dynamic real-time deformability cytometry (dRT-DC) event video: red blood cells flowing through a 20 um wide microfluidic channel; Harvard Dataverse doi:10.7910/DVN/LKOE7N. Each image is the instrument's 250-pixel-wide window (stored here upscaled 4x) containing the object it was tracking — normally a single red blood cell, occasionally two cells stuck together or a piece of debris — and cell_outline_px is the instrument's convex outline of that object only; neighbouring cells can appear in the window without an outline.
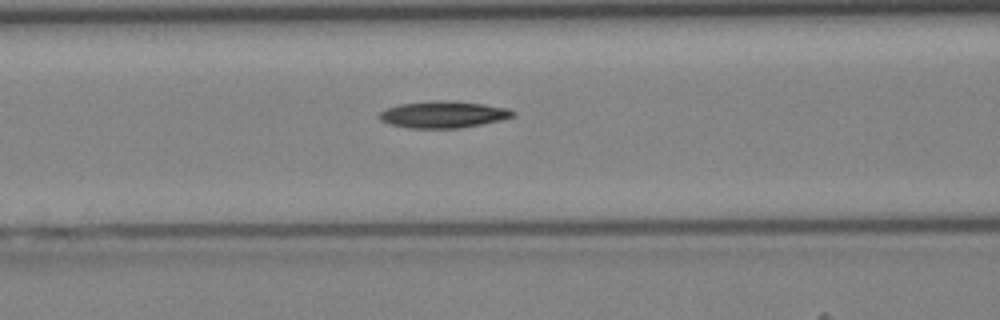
{"species": "Egyptian fruit bat (a non-hibernating species)", "species_latin": "Rousettus aegyptiacus", "temperature_condition": "cold", "stored_images_in_passage": 34, "camera_frame_rate_fps": 3000, "um_per_image_px": 0.085, "animal": {"sex": "female"}, "frame": {"image": 1, "passage_image": 9, "time_ms": 2.667, "image_size_px": [1000, 320], "cell_outline_px": [[516, 116], [500, 120], [460, 128], [408, 128], [388, 124], [380, 120], [380, 112], [388, 108], [400, 104], [436, 100], [456, 100], [484, 104], [508, 108], [516, 112]], "centroid_in_image_um": [37.71, 9.72], "position_along_channel_um": 128.9, "area_um2": 20.92}}
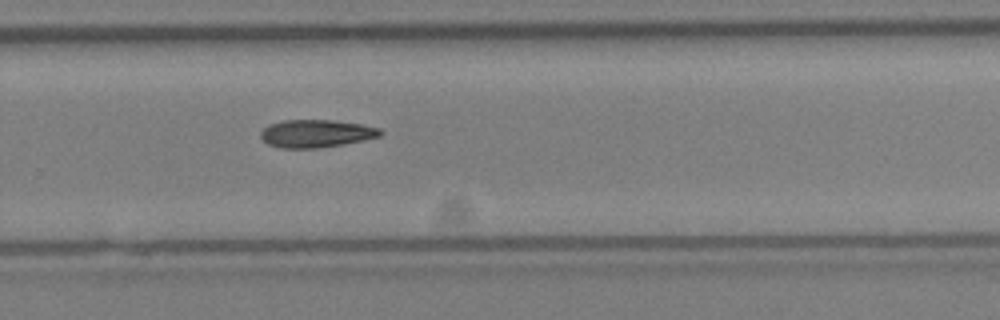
{"frame": {"image": 2, "passage_image": 20, "time_ms": 6.333, "image_size_px": [1000, 320], "cell_outline_px": [[384, 132], [380, 136], [364, 140], [344, 144], [316, 148], [280, 148], [268, 144], [260, 136], [260, 132], [268, 124], [284, 120], [332, 120], [360, 124], [380, 128]], "centroid_in_image_um": [26.87, 11.35], "position_along_channel_um": 302.9, "area_um2": 19.36}}
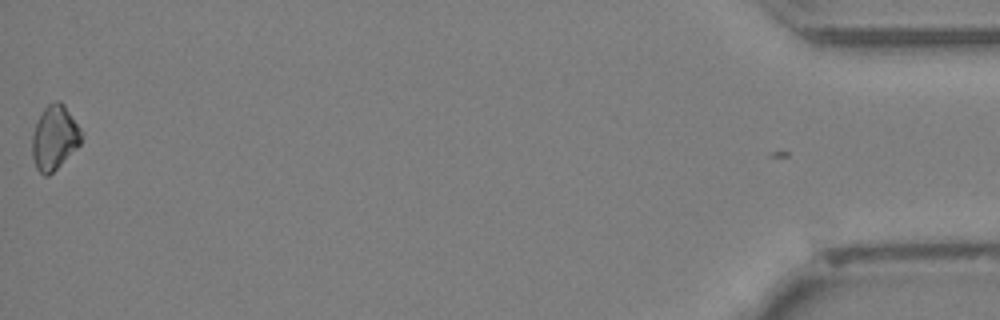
{"frame": {"image": 3, "passage_image": 34, "time_ms": 11.0, "image_size_px": [1000, 320], "cell_outline_px": [[80, 144], [48, 176], [44, 176], [36, 168], [32, 156], [32, 136], [36, 124], [44, 108], [48, 104], [56, 100], [60, 100], [64, 104], [80, 128]], "centroid_in_image_um": [4.6, 11.68], "position_along_channel_um": 430.6, "area_um2": 18.03}}